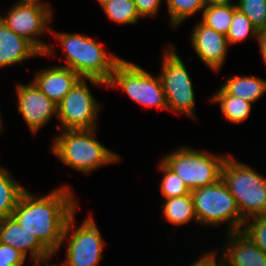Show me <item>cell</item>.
I'll return each instance as SVG.
<instances>
[{
    "label": "cell",
    "instance_id": "obj_3",
    "mask_svg": "<svg viewBox=\"0 0 266 266\" xmlns=\"http://www.w3.org/2000/svg\"><path fill=\"white\" fill-rule=\"evenodd\" d=\"M66 130L53 137L51 150L63 165L83 174H91L102 166L121 161V156L96 139V131Z\"/></svg>",
    "mask_w": 266,
    "mask_h": 266
},
{
    "label": "cell",
    "instance_id": "obj_26",
    "mask_svg": "<svg viewBox=\"0 0 266 266\" xmlns=\"http://www.w3.org/2000/svg\"><path fill=\"white\" fill-rule=\"evenodd\" d=\"M158 165L159 171L164 174L159 186L160 194L164 199L181 197L190 193L185 182L177 174L170 170L162 161Z\"/></svg>",
    "mask_w": 266,
    "mask_h": 266
},
{
    "label": "cell",
    "instance_id": "obj_17",
    "mask_svg": "<svg viewBox=\"0 0 266 266\" xmlns=\"http://www.w3.org/2000/svg\"><path fill=\"white\" fill-rule=\"evenodd\" d=\"M43 56L24 37L14 33L0 19V68L21 64L30 57Z\"/></svg>",
    "mask_w": 266,
    "mask_h": 266
},
{
    "label": "cell",
    "instance_id": "obj_33",
    "mask_svg": "<svg viewBox=\"0 0 266 266\" xmlns=\"http://www.w3.org/2000/svg\"><path fill=\"white\" fill-rule=\"evenodd\" d=\"M52 256H54V253H52V254H50L48 256H44V257L38 258V259L32 261L33 262L32 266H66L64 261L60 265L49 263V259H51Z\"/></svg>",
    "mask_w": 266,
    "mask_h": 266
},
{
    "label": "cell",
    "instance_id": "obj_21",
    "mask_svg": "<svg viewBox=\"0 0 266 266\" xmlns=\"http://www.w3.org/2000/svg\"><path fill=\"white\" fill-rule=\"evenodd\" d=\"M26 189L16 181L9 170L0 166V216L12 215L17 202Z\"/></svg>",
    "mask_w": 266,
    "mask_h": 266
},
{
    "label": "cell",
    "instance_id": "obj_10",
    "mask_svg": "<svg viewBox=\"0 0 266 266\" xmlns=\"http://www.w3.org/2000/svg\"><path fill=\"white\" fill-rule=\"evenodd\" d=\"M76 211L68 218L62 238L66 251V266H97L103 257L105 246L92 214L74 226ZM64 241L68 242L67 245Z\"/></svg>",
    "mask_w": 266,
    "mask_h": 266
},
{
    "label": "cell",
    "instance_id": "obj_12",
    "mask_svg": "<svg viewBox=\"0 0 266 266\" xmlns=\"http://www.w3.org/2000/svg\"><path fill=\"white\" fill-rule=\"evenodd\" d=\"M17 110L30 132L36 135L53 117H57V104L49 99L30 81L28 84L17 83Z\"/></svg>",
    "mask_w": 266,
    "mask_h": 266
},
{
    "label": "cell",
    "instance_id": "obj_2",
    "mask_svg": "<svg viewBox=\"0 0 266 266\" xmlns=\"http://www.w3.org/2000/svg\"><path fill=\"white\" fill-rule=\"evenodd\" d=\"M62 47L65 56L63 66L76 72L84 79H97L108 83L116 65L122 60L106 51L103 44L85 34L50 32Z\"/></svg>",
    "mask_w": 266,
    "mask_h": 266
},
{
    "label": "cell",
    "instance_id": "obj_32",
    "mask_svg": "<svg viewBox=\"0 0 266 266\" xmlns=\"http://www.w3.org/2000/svg\"><path fill=\"white\" fill-rule=\"evenodd\" d=\"M256 42H258L259 51L262 56L263 63L266 66V30L259 31Z\"/></svg>",
    "mask_w": 266,
    "mask_h": 266
},
{
    "label": "cell",
    "instance_id": "obj_35",
    "mask_svg": "<svg viewBox=\"0 0 266 266\" xmlns=\"http://www.w3.org/2000/svg\"><path fill=\"white\" fill-rule=\"evenodd\" d=\"M21 2H26V3H35V4H39L42 5L44 7L49 8L52 11L51 5L49 4V2H44L43 0H18Z\"/></svg>",
    "mask_w": 266,
    "mask_h": 266
},
{
    "label": "cell",
    "instance_id": "obj_13",
    "mask_svg": "<svg viewBox=\"0 0 266 266\" xmlns=\"http://www.w3.org/2000/svg\"><path fill=\"white\" fill-rule=\"evenodd\" d=\"M190 36L197 57L211 71H221L230 47L227 37L205 25L201 20L193 26Z\"/></svg>",
    "mask_w": 266,
    "mask_h": 266
},
{
    "label": "cell",
    "instance_id": "obj_20",
    "mask_svg": "<svg viewBox=\"0 0 266 266\" xmlns=\"http://www.w3.org/2000/svg\"><path fill=\"white\" fill-rule=\"evenodd\" d=\"M162 203V214L165 220L173 226H183L190 221L196 222L197 218L194 210V203L191 192L181 197L164 199Z\"/></svg>",
    "mask_w": 266,
    "mask_h": 266
},
{
    "label": "cell",
    "instance_id": "obj_24",
    "mask_svg": "<svg viewBox=\"0 0 266 266\" xmlns=\"http://www.w3.org/2000/svg\"><path fill=\"white\" fill-rule=\"evenodd\" d=\"M101 9L109 20L117 24L133 25L141 19L133 0H111Z\"/></svg>",
    "mask_w": 266,
    "mask_h": 266
},
{
    "label": "cell",
    "instance_id": "obj_23",
    "mask_svg": "<svg viewBox=\"0 0 266 266\" xmlns=\"http://www.w3.org/2000/svg\"><path fill=\"white\" fill-rule=\"evenodd\" d=\"M171 28H178L191 16L205 8L203 0H165Z\"/></svg>",
    "mask_w": 266,
    "mask_h": 266
},
{
    "label": "cell",
    "instance_id": "obj_1",
    "mask_svg": "<svg viewBox=\"0 0 266 266\" xmlns=\"http://www.w3.org/2000/svg\"><path fill=\"white\" fill-rule=\"evenodd\" d=\"M72 192L68 185H62L42 196L26 189L11 216L55 254L61 248L68 218L79 207Z\"/></svg>",
    "mask_w": 266,
    "mask_h": 266
},
{
    "label": "cell",
    "instance_id": "obj_31",
    "mask_svg": "<svg viewBox=\"0 0 266 266\" xmlns=\"http://www.w3.org/2000/svg\"><path fill=\"white\" fill-rule=\"evenodd\" d=\"M218 252L214 250H209L208 252H204L203 255L196 258V262L193 261L190 266H224L223 260L218 257ZM219 260V261H218Z\"/></svg>",
    "mask_w": 266,
    "mask_h": 266
},
{
    "label": "cell",
    "instance_id": "obj_22",
    "mask_svg": "<svg viewBox=\"0 0 266 266\" xmlns=\"http://www.w3.org/2000/svg\"><path fill=\"white\" fill-rule=\"evenodd\" d=\"M237 10L234 2L206 6L202 11L201 21L216 32L228 34L234 12Z\"/></svg>",
    "mask_w": 266,
    "mask_h": 266
},
{
    "label": "cell",
    "instance_id": "obj_9",
    "mask_svg": "<svg viewBox=\"0 0 266 266\" xmlns=\"http://www.w3.org/2000/svg\"><path fill=\"white\" fill-rule=\"evenodd\" d=\"M87 82L99 87L107 84L97 79L81 78L71 91L57 104L56 130H89L97 128L99 110L102 106L93 96Z\"/></svg>",
    "mask_w": 266,
    "mask_h": 266
},
{
    "label": "cell",
    "instance_id": "obj_19",
    "mask_svg": "<svg viewBox=\"0 0 266 266\" xmlns=\"http://www.w3.org/2000/svg\"><path fill=\"white\" fill-rule=\"evenodd\" d=\"M211 103L219 104L221 113L231 123L241 124L251 114L252 103L241 97L229 95L221 86L209 99Z\"/></svg>",
    "mask_w": 266,
    "mask_h": 266
},
{
    "label": "cell",
    "instance_id": "obj_4",
    "mask_svg": "<svg viewBox=\"0 0 266 266\" xmlns=\"http://www.w3.org/2000/svg\"><path fill=\"white\" fill-rule=\"evenodd\" d=\"M221 179L244 220L266 216V176L229 154L222 166Z\"/></svg>",
    "mask_w": 266,
    "mask_h": 266
},
{
    "label": "cell",
    "instance_id": "obj_28",
    "mask_svg": "<svg viewBox=\"0 0 266 266\" xmlns=\"http://www.w3.org/2000/svg\"><path fill=\"white\" fill-rule=\"evenodd\" d=\"M241 231L266 254V216L245 220Z\"/></svg>",
    "mask_w": 266,
    "mask_h": 266
},
{
    "label": "cell",
    "instance_id": "obj_29",
    "mask_svg": "<svg viewBox=\"0 0 266 266\" xmlns=\"http://www.w3.org/2000/svg\"><path fill=\"white\" fill-rule=\"evenodd\" d=\"M26 257L10 245L0 243V266H23Z\"/></svg>",
    "mask_w": 266,
    "mask_h": 266
},
{
    "label": "cell",
    "instance_id": "obj_38",
    "mask_svg": "<svg viewBox=\"0 0 266 266\" xmlns=\"http://www.w3.org/2000/svg\"><path fill=\"white\" fill-rule=\"evenodd\" d=\"M3 220H4V218L0 216V229H1V225H2Z\"/></svg>",
    "mask_w": 266,
    "mask_h": 266
},
{
    "label": "cell",
    "instance_id": "obj_15",
    "mask_svg": "<svg viewBox=\"0 0 266 266\" xmlns=\"http://www.w3.org/2000/svg\"><path fill=\"white\" fill-rule=\"evenodd\" d=\"M32 82L49 99L58 104L81 79L69 68L55 65L35 71Z\"/></svg>",
    "mask_w": 266,
    "mask_h": 266
},
{
    "label": "cell",
    "instance_id": "obj_18",
    "mask_svg": "<svg viewBox=\"0 0 266 266\" xmlns=\"http://www.w3.org/2000/svg\"><path fill=\"white\" fill-rule=\"evenodd\" d=\"M221 87L229 95L241 97L253 104L266 92V79L258 76L235 75L228 78Z\"/></svg>",
    "mask_w": 266,
    "mask_h": 266
},
{
    "label": "cell",
    "instance_id": "obj_6",
    "mask_svg": "<svg viewBox=\"0 0 266 266\" xmlns=\"http://www.w3.org/2000/svg\"><path fill=\"white\" fill-rule=\"evenodd\" d=\"M197 224L216 227L226 223L227 231L242 229L244 219L236 205L233 195L222 179L202 188L191 191Z\"/></svg>",
    "mask_w": 266,
    "mask_h": 266
},
{
    "label": "cell",
    "instance_id": "obj_16",
    "mask_svg": "<svg viewBox=\"0 0 266 266\" xmlns=\"http://www.w3.org/2000/svg\"><path fill=\"white\" fill-rule=\"evenodd\" d=\"M0 243L10 245L21 252L26 258L34 261L52 254L36 237L24 226L20 225L12 216L4 218L0 229Z\"/></svg>",
    "mask_w": 266,
    "mask_h": 266
},
{
    "label": "cell",
    "instance_id": "obj_34",
    "mask_svg": "<svg viewBox=\"0 0 266 266\" xmlns=\"http://www.w3.org/2000/svg\"><path fill=\"white\" fill-rule=\"evenodd\" d=\"M205 7L209 5L227 4L234 2V0H203Z\"/></svg>",
    "mask_w": 266,
    "mask_h": 266
},
{
    "label": "cell",
    "instance_id": "obj_37",
    "mask_svg": "<svg viewBox=\"0 0 266 266\" xmlns=\"http://www.w3.org/2000/svg\"><path fill=\"white\" fill-rule=\"evenodd\" d=\"M2 131H3V122H2L1 115H0V132Z\"/></svg>",
    "mask_w": 266,
    "mask_h": 266
},
{
    "label": "cell",
    "instance_id": "obj_8",
    "mask_svg": "<svg viewBox=\"0 0 266 266\" xmlns=\"http://www.w3.org/2000/svg\"><path fill=\"white\" fill-rule=\"evenodd\" d=\"M119 88L131 100L149 108L168 111L160 76L152 75L139 64L122 59L115 67L107 88Z\"/></svg>",
    "mask_w": 266,
    "mask_h": 266
},
{
    "label": "cell",
    "instance_id": "obj_36",
    "mask_svg": "<svg viewBox=\"0 0 266 266\" xmlns=\"http://www.w3.org/2000/svg\"><path fill=\"white\" fill-rule=\"evenodd\" d=\"M111 0H97V2L100 4V7H102L105 3H108Z\"/></svg>",
    "mask_w": 266,
    "mask_h": 266
},
{
    "label": "cell",
    "instance_id": "obj_30",
    "mask_svg": "<svg viewBox=\"0 0 266 266\" xmlns=\"http://www.w3.org/2000/svg\"><path fill=\"white\" fill-rule=\"evenodd\" d=\"M141 18L157 16L163 0H133Z\"/></svg>",
    "mask_w": 266,
    "mask_h": 266
},
{
    "label": "cell",
    "instance_id": "obj_27",
    "mask_svg": "<svg viewBox=\"0 0 266 266\" xmlns=\"http://www.w3.org/2000/svg\"><path fill=\"white\" fill-rule=\"evenodd\" d=\"M237 9L247 16L258 31L266 30V0H236Z\"/></svg>",
    "mask_w": 266,
    "mask_h": 266
},
{
    "label": "cell",
    "instance_id": "obj_14",
    "mask_svg": "<svg viewBox=\"0 0 266 266\" xmlns=\"http://www.w3.org/2000/svg\"><path fill=\"white\" fill-rule=\"evenodd\" d=\"M226 236L219 256L224 266H266V254L241 230L227 232Z\"/></svg>",
    "mask_w": 266,
    "mask_h": 266
},
{
    "label": "cell",
    "instance_id": "obj_7",
    "mask_svg": "<svg viewBox=\"0 0 266 266\" xmlns=\"http://www.w3.org/2000/svg\"><path fill=\"white\" fill-rule=\"evenodd\" d=\"M173 44H167L161 57V67L158 75L162 81L168 111L173 114H183L195 120V92L190 74L175 51Z\"/></svg>",
    "mask_w": 266,
    "mask_h": 266
},
{
    "label": "cell",
    "instance_id": "obj_25",
    "mask_svg": "<svg viewBox=\"0 0 266 266\" xmlns=\"http://www.w3.org/2000/svg\"><path fill=\"white\" fill-rule=\"evenodd\" d=\"M258 35L259 31L252 25L250 19L237 9L226 35L229 45L242 43L246 38L249 39V36L257 39Z\"/></svg>",
    "mask_w": 266,
    "mask_h": 266
},
{
    "label": "cell",
    "instance_id": "obj_11",
    "mask_svg": "<svg viewBox=\"0 0 266 266\" xmlns=\"http://www.w3.org/2000/svg\"><path fill=\"white\" fill-rule=\"evenodd\" d=\"M52 13L42 5L17 0L6 15H0V19L14 33L29 41L43 56L51 57L55 55L56 47L41 41L40 36L51 32L50 24L54 19Z\"/></svg>",
    "mask_w": 266,
    "mask_h": 266
},
{
    "label": "cell",
    "instance_id": "obj_5",
    "mask_svg": "<svg viewBox=\"0 0 266 266\" xmlns=\"http://www.w3.org/2000/svg\"><path fill=\"white\" fill-rule=\"evenodd\" d=\"M227 156L180 146L160 160L185 182L191 192L220 180Z\"/></svg>",
    "mask_w": 266,
    "mask_h": 266
}]
</instances>
